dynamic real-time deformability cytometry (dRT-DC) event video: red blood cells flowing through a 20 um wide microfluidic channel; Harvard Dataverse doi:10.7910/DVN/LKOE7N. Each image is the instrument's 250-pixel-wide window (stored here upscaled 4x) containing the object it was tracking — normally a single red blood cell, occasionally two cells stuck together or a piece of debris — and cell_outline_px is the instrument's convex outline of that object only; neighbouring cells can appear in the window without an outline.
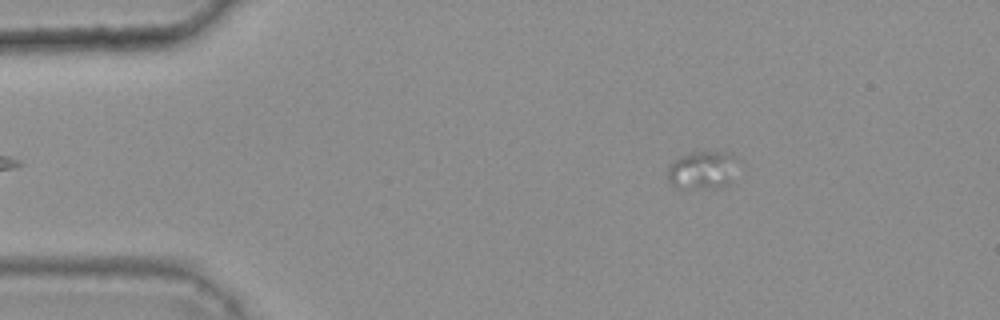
{"species": "common noctule bat (a hibernating species)", "species_latin": "Nyctalus noctula", "temperature_condition": "warm", "stored_images_in_passage": 25, "camera_frame_rate_fps": 3000, "um_per_image_px": 0.085, "animal": {"sex": "female", "body_mass_g": 25.1}, "frame": {"image": 1, "passage_image": 8, "time_ms": 2.333, "image_size_px": [1000, 320], "cell_outline_px": [[740, 160], [732, 180], [728, 184], [680, 188], [676, 188], [668, 180], [668, 168], [680, 156], [688, 152], [728, 152], [736, 156]], "centroid_in_image_um": [59.75, 14.4], "position_along_channel_um": 25.3, "area_um2": 15.32}}
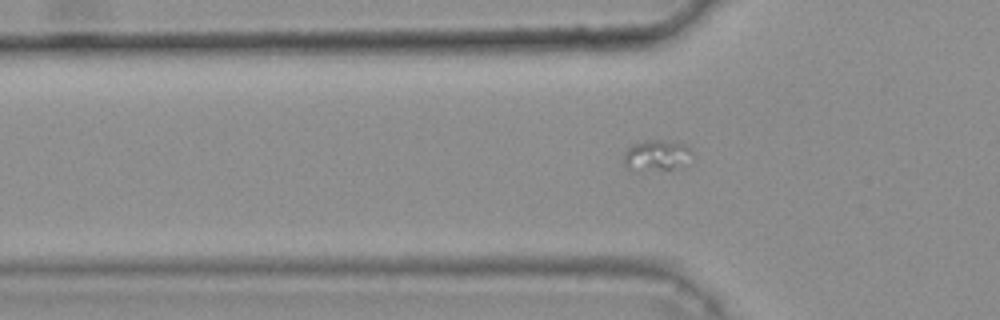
{"frame": {"image": 2, "passage_image": 17, "time_ms": 5.333, "image_size_px": [1000, 320], "cell_outline_px": [[692, 152], [672, 168], [628, 168], [624, 164], [624, 152], [628, 148], [636, 144], [648, 140], [660, 140], [684, 144]], "centroid_in_image_um": [55.71, 13.14], "position_along_channel_um": 70.1, "area_um2": 10.92}}